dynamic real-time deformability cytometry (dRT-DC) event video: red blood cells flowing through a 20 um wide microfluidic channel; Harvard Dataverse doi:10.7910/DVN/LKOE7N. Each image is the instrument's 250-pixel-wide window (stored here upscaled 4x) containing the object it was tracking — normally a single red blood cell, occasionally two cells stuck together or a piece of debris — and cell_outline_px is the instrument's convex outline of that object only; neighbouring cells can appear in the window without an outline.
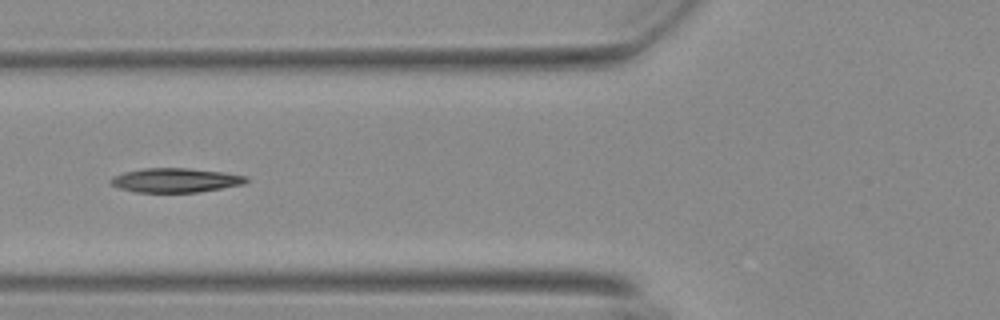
{"species": "Egyptian fruit bat (a non-hibernating species)", "species_latin": "Rousettus aegyptiacus", "temperature_condition": "warm", "stored_images_in_passage": 35, "camera_frame_rate_fps": 3000, "um_per_image_px": 0.085, "animal": {"sex": "female"}, "frame": {"image": 1, "passage_image": 6, "time_ms": 1.667, "image_size_px": [1000, 320], "cell_outline_px": [[248, 180], [244, 184], [196, 192], [136, 192], [120, 188], [112, 184], [108, 180], [112, 176], [124, 172], [144, 168], [188, 168], [224, 172], [248, 176]], "centroid_in_image_um": [14.91, 15.31], "position_along_channel_um": 110.9, "area_um2": 19.07}, "authors_computed_cell_mechanics": {"area_um2": 18.9006, "velocity_mm_per_s": 3.7233, "shape_relaxation_time_tau1_ms": 7.1139, "shape_relaxation_time_tau2_ms": 3.8476, "deformation_change_tau1": 0.2129, "deformation_change_tau2": 0.1133}}